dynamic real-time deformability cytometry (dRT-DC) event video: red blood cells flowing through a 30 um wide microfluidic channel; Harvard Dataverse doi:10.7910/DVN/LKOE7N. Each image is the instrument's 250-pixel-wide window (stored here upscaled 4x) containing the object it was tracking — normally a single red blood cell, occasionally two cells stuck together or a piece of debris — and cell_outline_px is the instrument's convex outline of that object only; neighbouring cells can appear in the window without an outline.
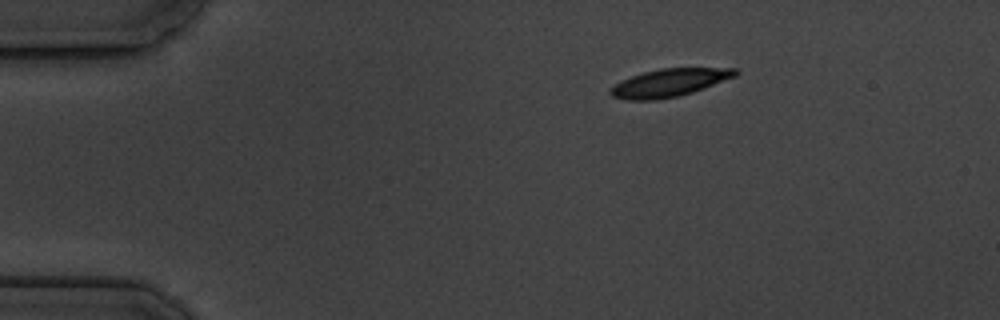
{"species": "common noctule bat (a hibernating species)", "species_latin": "Nyctalus noctula", "temperature_condition": "cold", "stored_images_in_passage": 3, "camera_frame_rate_fps": 3000, "um_per_image_px": 0.085, "animal": {"sex": "male", "body_mass_g": 19.5, "forearm_length_mm": 54.6}, "frame": {"image": 1, "passage_image": 1, "time_ms": 0.0, "image_size_px": [1000, 320], "cell_outline_px": [[740, 72], [736, 76], [704, 88], [692, 92], [676, 96], [656, 100], [628, 100], [612, 96], [608, 92], [608, 88], [632, 76], [644, 72], [660, 68], [736, 68]], "centroid_in_image_um": [56.89, 7.03], "position_along_channel_um": 28.1, "area_um2": 20.11}}